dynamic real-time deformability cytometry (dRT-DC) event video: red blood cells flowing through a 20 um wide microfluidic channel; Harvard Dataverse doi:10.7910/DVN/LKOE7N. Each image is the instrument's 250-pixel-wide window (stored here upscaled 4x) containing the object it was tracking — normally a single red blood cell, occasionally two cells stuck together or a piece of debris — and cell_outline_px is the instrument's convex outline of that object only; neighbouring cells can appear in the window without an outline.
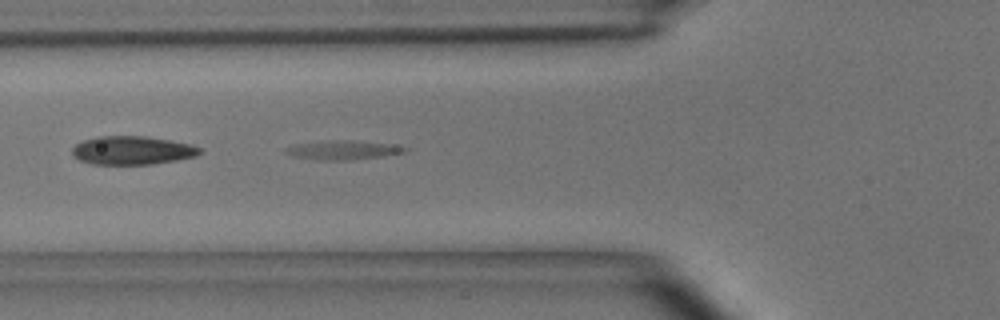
{"species": "common noctule bat (a hibernating species)", "species_latin": "Nyctalus noctula", "temperature_condition": "room temperature", "stored_images_in_passage": 49, "segment_of_instrument_passage": [2, 2], "camera_frame_rate_fps": 3000, "um_per_image_px": 0.085, "animal": {"sex": "male", "body_mass_g": 15.6}, "frame": {"image": 1, "passage_image": 17, "time_ms": 5.333, "image_size_px": [1000, 320], "cell_outline_px": [[412, 148], [404, 152], [384, 156], [344, 160], [320, 160], [292, 156], [284, 152], [284, 148], [296, 144], [332, 140], [352, 140], [388, 144]], "centroid_in_image_um": [29.14, 12.75], "position_along_channel_um": 96.7, "area_um2": 13.12}}
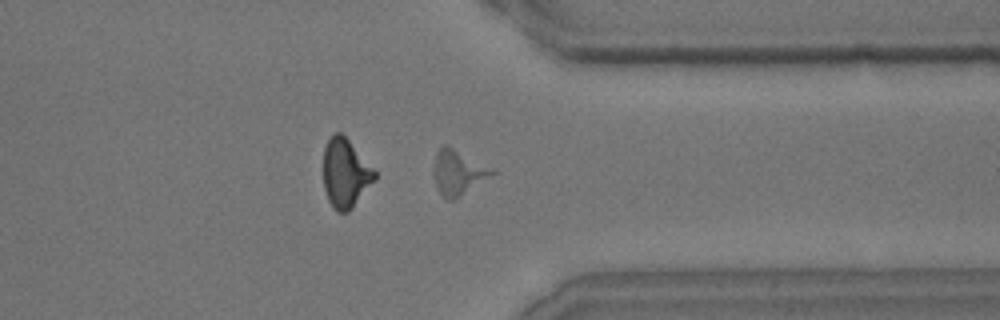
{"frame": {"image": 2, "passage_image": 38, "time_ms": 12.333, "image_size_px": [1000, 320], "cell_outline_px": [[496, 172], [456, 200], [448, 200], [436, 188], [432, 172], [432, 168], [436, 152], [444, 144], [448, 144], [496, 168]], "centroid_in_image_um": [38.95, 14.62], "position_along_channel_um": 372.5, "area_um2": 15.9}}
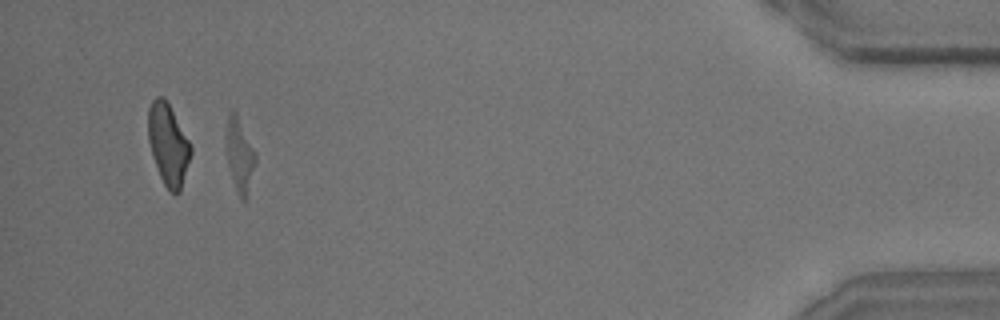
{"frame": {"image": 3, "passage_image": 46, "time_ms": 15.0, "image_size_px": [1000, 320], "cell_outline_px": [[256, 160], [244, 204], [240, 200], [236, 192], [228, 164], [228, 116], [232, 108], [236, 112], [256, 152]], "centroid_in_image_um": [20.4, 13.23], "position_along_channel_um": 414.8, "area_um2": 12.08}}